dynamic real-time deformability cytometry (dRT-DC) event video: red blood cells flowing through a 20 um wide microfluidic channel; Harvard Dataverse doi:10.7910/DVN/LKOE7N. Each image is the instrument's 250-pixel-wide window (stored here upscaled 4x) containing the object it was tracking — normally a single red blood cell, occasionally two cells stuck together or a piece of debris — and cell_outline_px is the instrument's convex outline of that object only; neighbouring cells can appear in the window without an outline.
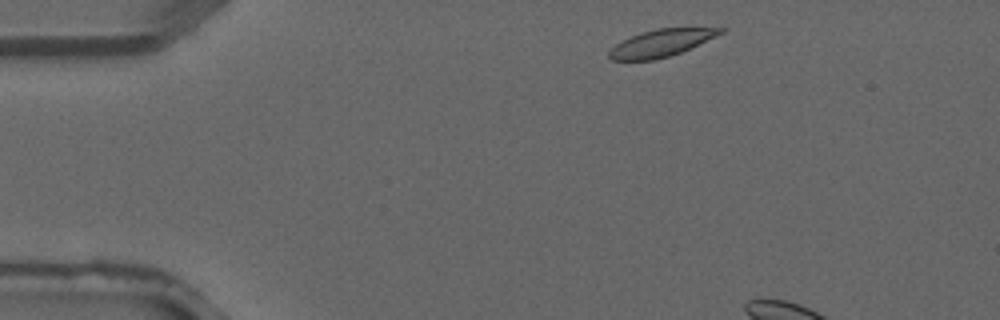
{"species": "common noctule bat (a hibernating species)", "species_latin": "Nyctalus noctula", "temperature_condition": "warm", "stored_images_in_passage": 3, "camera_frame_rate_fps": 3000, "um_per_image_px": 0.085, "animal": {"sex": "male", "forearm_length_mm": 52.5}, "frame": {"image": 1, "passage_image": 1, "time_ms": 0.0, "image_size_px": [1000, 320], "cell_outline_px": [[728, 28], [724, 32], [680, 52], [668, 56], [652, 60], [612, 60], [608, 56], [608, 52], [616, 44], [632, 36], [656, 28]], "centroid_in_image_um": [56.18, 3.66], "position_along_channel_um": 28.8, "area_um2": 17.11}}